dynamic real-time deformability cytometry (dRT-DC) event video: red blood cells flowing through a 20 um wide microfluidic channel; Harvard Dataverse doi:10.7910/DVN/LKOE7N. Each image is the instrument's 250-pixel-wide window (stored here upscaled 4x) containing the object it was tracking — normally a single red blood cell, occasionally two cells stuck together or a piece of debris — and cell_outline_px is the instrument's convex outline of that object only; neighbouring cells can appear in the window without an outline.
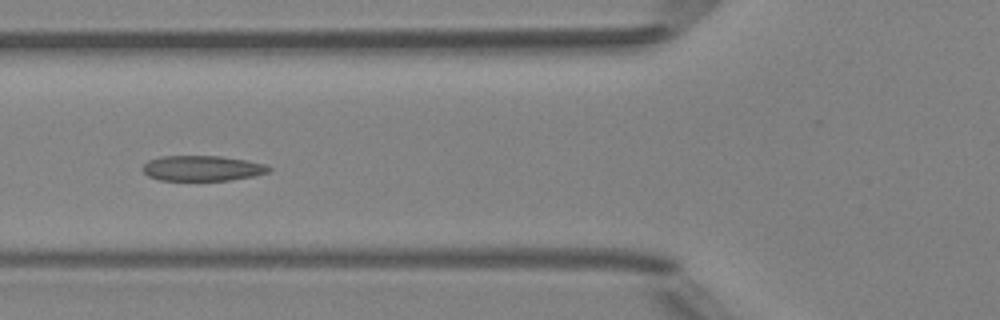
{"species": "Egyptian fruit bat (a non-hibernating species)", "species_latin": "Rousettus aegyptiacus", "temperature_condition": "room temperature", "stored_images_in_passage": 6, "camera_frame_rate_fps": 3000, "um_per_image_px": 0.085, "animal": {"sex": "female"}, "frame": {"image": 1, "passage_image": 6, "time_ms": 5.667, "image_size_px": [1000, 320], "cell_outline_px": [[272, 168], [268, 172], [252, 176], [228, 180], [160, 180], [148, 176], [144, 172], [144, 164], [148, 160], [160, 156], [220, 156], [248, 160], [264, 164]], "centroid_in_image_um": [17.19, 14.29], "position_along_channel_um": 108.6, "area_um2": 18.5}}